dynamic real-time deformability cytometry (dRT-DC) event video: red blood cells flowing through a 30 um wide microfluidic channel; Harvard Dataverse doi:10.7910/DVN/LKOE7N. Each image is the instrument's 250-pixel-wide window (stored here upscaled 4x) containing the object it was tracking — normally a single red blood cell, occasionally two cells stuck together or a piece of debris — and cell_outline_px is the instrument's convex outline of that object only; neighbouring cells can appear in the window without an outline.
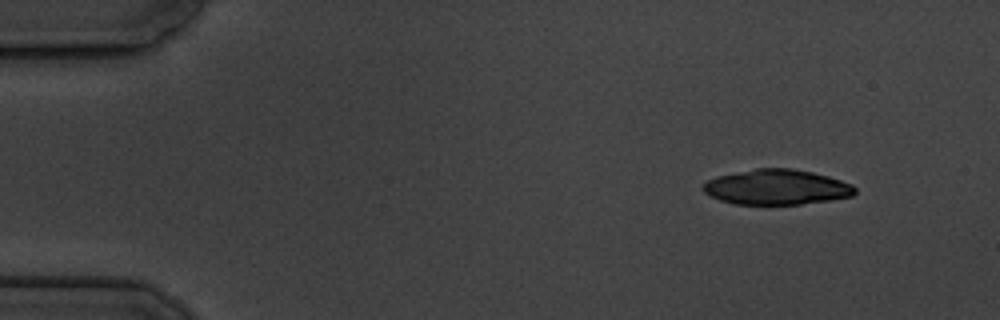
{"species": "common noctule bat (a hibernating species)", "species_latin": "Nyctalus noctula", "temperature_condition": "cold", "stored_images_in_passage": 4, "camera_frame_rate_fps": 3000, "um_per_image_px": 0.085, "animal": {"sex": "male", "body_mass_g": 19.5, "forearm_length_mm": 54.6}, "frame": {"image": 1, "passage_image": 1, "time_ms": 0.0, "image_size_px": [1000, 320], "cell_outline_px": [[856, 192], [852, 196], [828, 200], [800, 204], [736, 204], [720, 200], [704, 192], [704, 184], [708, 180], [716, 176], [756, 168], [792, 168], [812, 172], [828, 176], [852, 184], [856, 188]], "centroid_in_image_um": [66.03, 15.9], "position_along_channel_um": 19.0, "area_um2": 30.92}}